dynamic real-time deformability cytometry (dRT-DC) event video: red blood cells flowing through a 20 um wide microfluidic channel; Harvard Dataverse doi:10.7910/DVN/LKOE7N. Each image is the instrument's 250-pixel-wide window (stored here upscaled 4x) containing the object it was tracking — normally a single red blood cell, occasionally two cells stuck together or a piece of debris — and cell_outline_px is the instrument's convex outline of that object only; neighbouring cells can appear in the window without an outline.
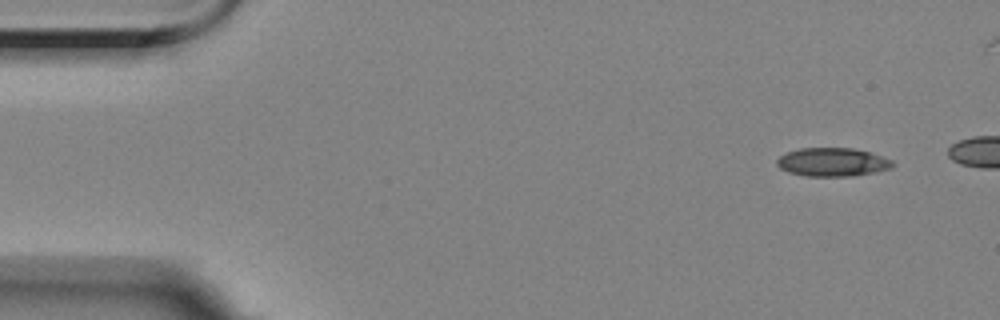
{"species": "Egyptian fruit bat (a non-hibernating species)", "species_latin": "Rousettus aegyptiacus", "temperature_condition": "room temperature", "stored_images_in_passage": 3, "camera_frame_rate_fps": 3000, "um_per_image_px": 0.085, "animal": {"sex": "female"}, "frame": {"image": 1, "passage_image": 3, "time_ms": 2.333, "image_size_px": [1000, 320], "cell_outline_px": [[896, 164], [892, 168], [876, 172], [852, 176], [808, 176], [788, 172], [780, 168], [776, 164], [776, 160], [780, 156], [788, 152], [800, 148], [852, 148], [868, 152], [892, 160]], "centroid_in_image_um": [70.77, 13.78], "position_along_channel_um": 14.2, "area_um2": 19.19}}